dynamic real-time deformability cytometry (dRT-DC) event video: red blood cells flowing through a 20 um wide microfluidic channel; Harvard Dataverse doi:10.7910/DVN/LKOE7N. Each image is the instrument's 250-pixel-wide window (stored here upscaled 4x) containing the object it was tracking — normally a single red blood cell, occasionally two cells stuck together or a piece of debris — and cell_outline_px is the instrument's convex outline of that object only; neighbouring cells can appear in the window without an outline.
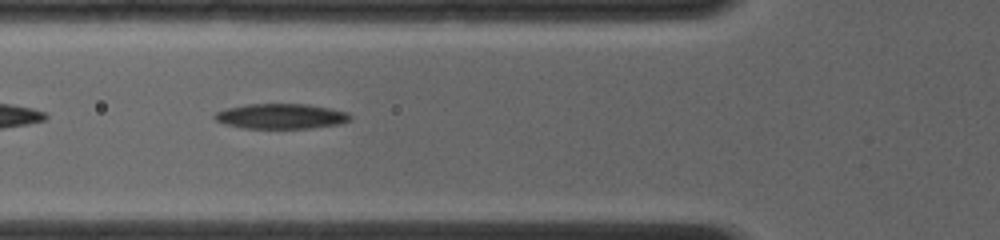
{"species": "common noctule bat (a hibernating species)", "species_latin": "Nyctalus noctula", "temperature_condition": "room temperature", "stored_images_in_passage": 44, "camera_frame_rate_fps": 4000, "um_per_image_px": 0.085, "animal": {"sex": "female", "body_mass_g": 19.0, "forearm_length_mm": 56.7}, "frame": {"image": 1, "passage_image": 4, "time_ms": 0.75, "image_size_px": [1000, 240], "cell_outline_px": [[352, 116], [348, 120], [340, 124], [312, 128], [240, 128], [224, 124], [216, 120], [212, 116], [216, 112], [224, 108], [244, 104], [308, 104], [348, 112]], "centroid_in_image_um": [23.83, 9.88], "position_along_channel_um": 102.0, "area_um2": 20.0}}
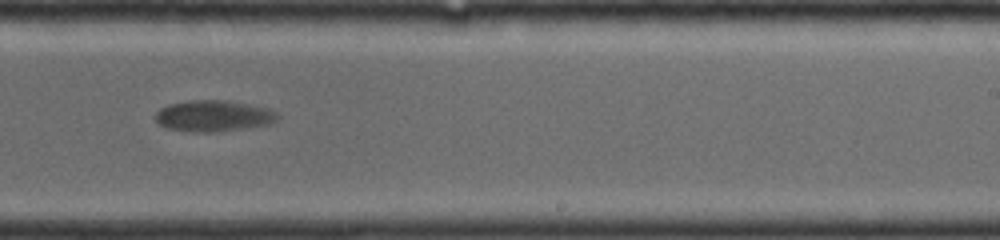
{"frame": {"image": 2, "passage_image": 21, "time_ms": 5.0, "image_size_px": [1000, 240], "cell_outline_px": [[280, 116], [272, 124], [216, 132], [192, 132], [164, 128], [156, 124], [156, 112], [160, 108], [168, 104], [192, 100], [228, 100], [268, 108], [276, 112]], "centroid_in_image_um": [18.13, 9.86], "position_along_channel_um": 270.9, "area_um2": 22.48}}
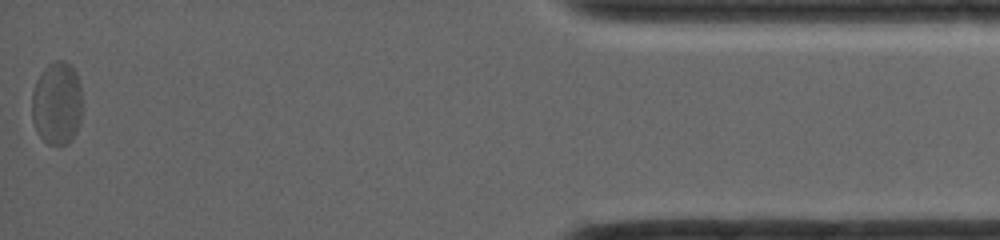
{"frame": {"image": 3, "passage_image": 44, "time_ms": 10.75, "image_size_px": [1000, 240], "cell_outline_px": [[80, 124], [72, 140], [68, 144], [48, 144], [40, 136], [32, 120], [32, 92], [36, 80], [44, 68], [48, 64], [56, 60], [64, 60], [76, 72], [80, 84]], "centroid_in_image_um": [4.83, 8.78], "position_along_channel_um": 430.4, "area_um2": 24.33}}